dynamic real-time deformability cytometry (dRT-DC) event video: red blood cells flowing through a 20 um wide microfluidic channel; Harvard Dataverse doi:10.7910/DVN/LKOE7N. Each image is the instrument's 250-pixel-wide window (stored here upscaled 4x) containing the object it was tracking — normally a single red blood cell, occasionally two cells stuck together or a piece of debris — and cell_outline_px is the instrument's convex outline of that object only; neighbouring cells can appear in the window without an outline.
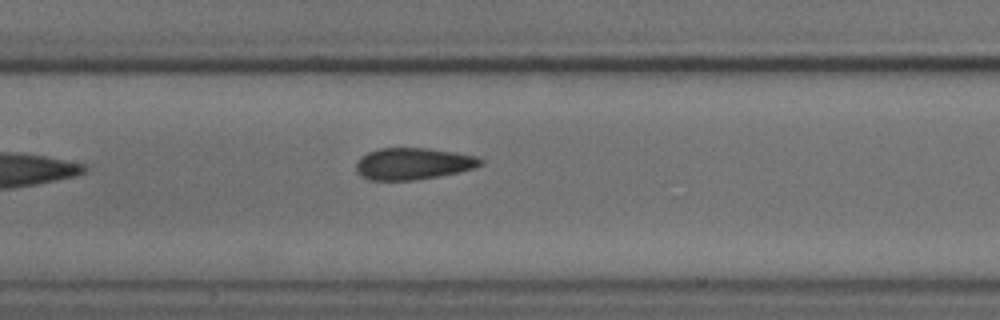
{"species": "common noctule bat (a hibernating species)", "species_latin": "Nyctalus noctula", "temperature_condition": "cold", "stored_images_in_passage": 5, "segment_of_instrument_passage": [1, 2], "camera_frame_rate_fps": 3000, "um_per_image_px": 0.085, "animal": {"sex": "male", "body_mass_g": 18.8}, "frame": {"image": 1, "passage_image": 4, "time_ms": 4.333, "image_size_px": [1000, 320], "cell_outline_px": [[484, 164], [476, 168], [460, 172], [416, 180], [368, 180], [360, 176], [356, 172], [356, 160], [360, 156], [368, 152], [380, 148], [428, 148], [480, 156], [484, 160]], "centroid_in_image_um": [35.14, 13.91], "position_along_channel_um": 172.3, "area_um2": 23.47}}